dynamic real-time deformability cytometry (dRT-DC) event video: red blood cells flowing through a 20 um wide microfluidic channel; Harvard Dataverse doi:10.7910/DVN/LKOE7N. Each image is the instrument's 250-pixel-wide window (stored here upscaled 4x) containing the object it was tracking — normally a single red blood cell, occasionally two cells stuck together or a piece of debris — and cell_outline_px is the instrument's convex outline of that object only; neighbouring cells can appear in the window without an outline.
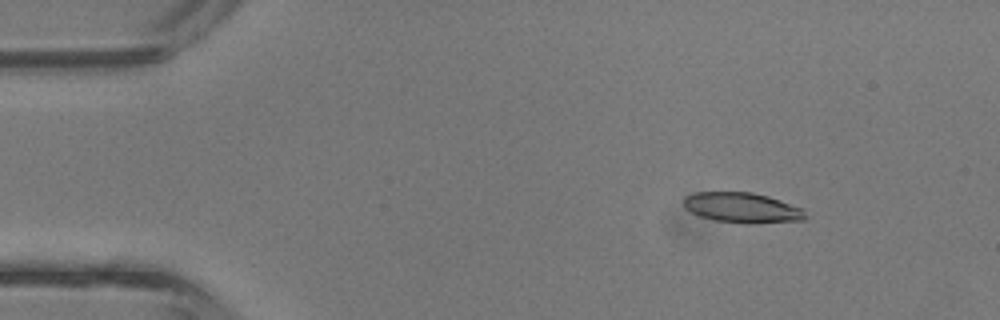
{"species": "common noctule bat (a hibernating species)", "species_latin": "Nyctalus noctula", "temperature_condition": "room temperature", "stored_images_in_passage": 39, "camera_frame_rate_fps": 3000, "um_per_image_px": 0.085, "animal": {"sex": "male", "body_mass_g": 13.3}, "frame": {"image": 1, "passage_image": 2, "time_ms": 0.333, "image_size_px": [1000, 320], "cell_outline_px": [[808, 216], [804, 220], [716, 220], [700, 216], [684, 208], [684, 196], [696, 192], [752, 192], [768, 196], [804, 208]], "centroid_in_image_um": [63.05, 17.58], "position_along_channel_um": 21.9, "area_um2": 20.29}}
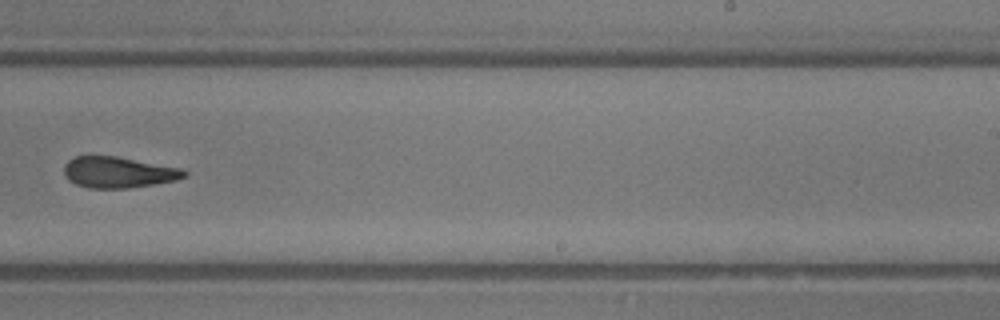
{"frame": {"image": 2, "passage_image": 23, "time_ms": 7.333, "image_size_px": [1000, 320], "cell_outline_px": [[188, 176], [176, 180], [128, 188], [88, 188], [76, 184], [68, 180], [64, 172], [64, 164], [72, 156], [116, 156], [184, 168], [188, 172]], "centroid_in_image_um": [10.08, 14.63], "position_along_channel_um": 278.9, "area_um2": 21.96}}
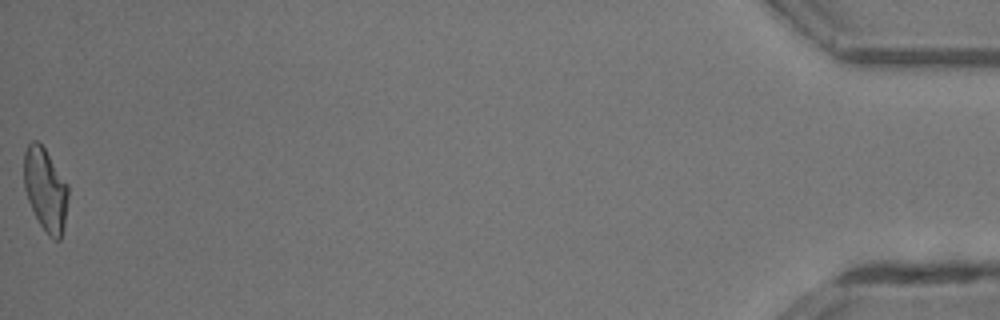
{"frame": {"image": 3, "passage_image": 39, "time_ms": 12.667, "image_size_px": [1000, 320], "cell_outline_px": [[68, 196], [64, 228], [60, 240], [52, 240], [48, 236], [40, 224], [28, 200], [24, 188], [24, 152], [28, 144], [32, 140], [36, 140], [44, 148], [68, 184]], "centroid_in_image_um": [3.87, 16.14], "position_along_channel_um": 431.3, "area_um2": 21.39}, "authors_computed_cell_mechanics": {"area_um2": 22.3686, "velocity_mm_per_s": 4.8283, "shape_relaxation_time_tau1_ms": 5.2523, "shape_relaxation_time_tau2_ms": 3.367, "deformation_change_tau1": 0.1722, "deformation_change_tau2": 0.148}}